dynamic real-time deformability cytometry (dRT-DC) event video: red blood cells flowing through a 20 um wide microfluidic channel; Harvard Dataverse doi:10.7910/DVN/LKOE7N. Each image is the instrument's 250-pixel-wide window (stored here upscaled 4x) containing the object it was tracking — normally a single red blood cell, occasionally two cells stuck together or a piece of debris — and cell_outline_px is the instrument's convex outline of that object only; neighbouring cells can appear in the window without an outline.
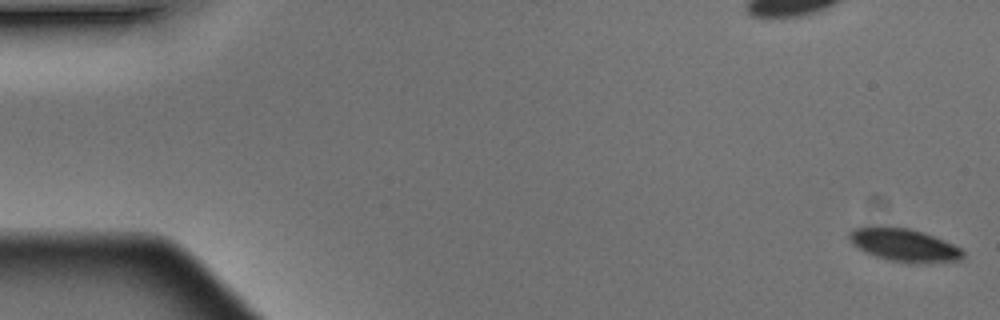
{"species": "Egyptian fruit bat (a non-hibernating species)", "species_latin": "Rousettus aegyptiacus", "temperature_condition": "warm", "stored_images_in_passage": 3, "camera_frame_rate_fps": 3000, "um_per_image_px": 0.085, "animal": {"sex": "male"}, "frame": {"image": 1, "passage_image": 1, "time_ms": 0.0, "image_size_px": [1000, 320], "cell_outline_px": [[964, 256], [960, 260], [916, 264], [888, 260], [864, 252], [856, 248], [852, 244], [848, 236], [848, 232], [852, 228], [908, 228], [924, 232], [944, 240], [960, 248], [964, 252]], "centroid_in_image_um": [76.86, 20.86], "position_along_channel_um": 8.1, "area_um2": 21.62}}